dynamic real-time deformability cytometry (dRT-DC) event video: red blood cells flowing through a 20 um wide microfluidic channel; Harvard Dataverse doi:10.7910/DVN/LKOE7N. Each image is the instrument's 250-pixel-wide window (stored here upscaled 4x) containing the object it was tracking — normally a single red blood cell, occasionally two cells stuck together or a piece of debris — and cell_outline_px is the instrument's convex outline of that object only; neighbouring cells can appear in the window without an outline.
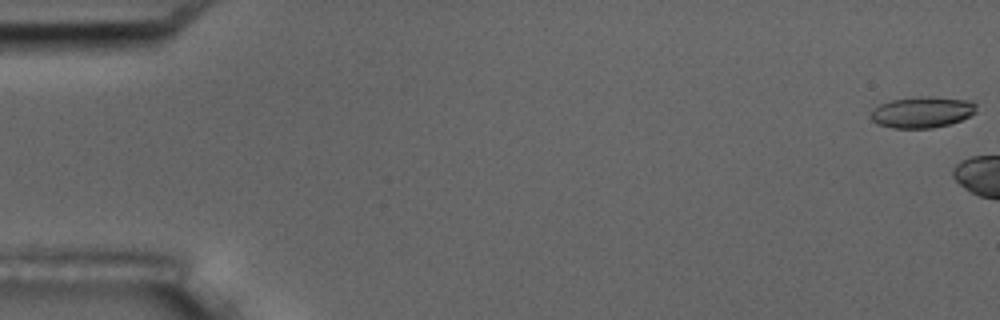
{"species": "common noctule bat (a hibernating species)", "species_latin": "Nyctalus noctula", "temperature_condition": "room temperature", "stored_images_in_passage": 3, "camera_frame_rate_fps": 3000, "um_per_image_px": 0.085, "animal": {"sex": "male", "body_mass_g": 17.5, "forearm_length_mm": 52.3}, "frame": {"image": 1, "passage_image": 1, "time_ms": 0.0, "image_size_px": [1000, 320], "cell_outline_px": [[976, 112], [960, 120], [948, 124], [932, 128], [892, 128], [876, 124], [868, 116], [880, 104], [892, 100], [920, 96], [932, 96], [972, 100], [976, 104]], "centroid_in_image_um": [78.38, 9.53], "position_along_channel_um": 6.6, "area_um2": 19.25}}